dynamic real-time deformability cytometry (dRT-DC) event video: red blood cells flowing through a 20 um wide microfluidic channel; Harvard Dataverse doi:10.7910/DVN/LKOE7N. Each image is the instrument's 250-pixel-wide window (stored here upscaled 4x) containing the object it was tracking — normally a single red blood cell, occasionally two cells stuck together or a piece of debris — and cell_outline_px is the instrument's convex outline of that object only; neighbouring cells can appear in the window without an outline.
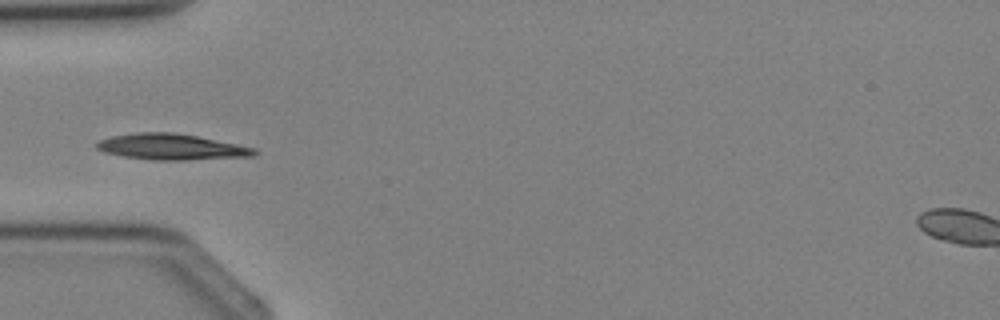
{"species": "Egyptian fruit bat (a non-hibernating species)", "species_latin": "Rousettus aegyptiacus", "temperature_condition": "cold", "stored_images_in_passage": 3, "camera_frame_rate_fps": 3000, "um_per_image_px": 0.085, "animal": {"sex": "female"}, "frame": {"image": 1, "passage_image": 3, "time_ms": 2.333, "image_size_px": [1000, 320], "cell_outline_px": [[260, 152], [256, 156], [184, 160], [152, 160], [124, 156], [104, 152], [96, 148], [96, 144], [100, 140], [112, 136], [136, 132], [172, 132], [196, 136], [256, 148]], "centroid_in_image_um": [14.6, 12.49], "position_along_channel_um": 70.4, "area_um2": 23.76}}